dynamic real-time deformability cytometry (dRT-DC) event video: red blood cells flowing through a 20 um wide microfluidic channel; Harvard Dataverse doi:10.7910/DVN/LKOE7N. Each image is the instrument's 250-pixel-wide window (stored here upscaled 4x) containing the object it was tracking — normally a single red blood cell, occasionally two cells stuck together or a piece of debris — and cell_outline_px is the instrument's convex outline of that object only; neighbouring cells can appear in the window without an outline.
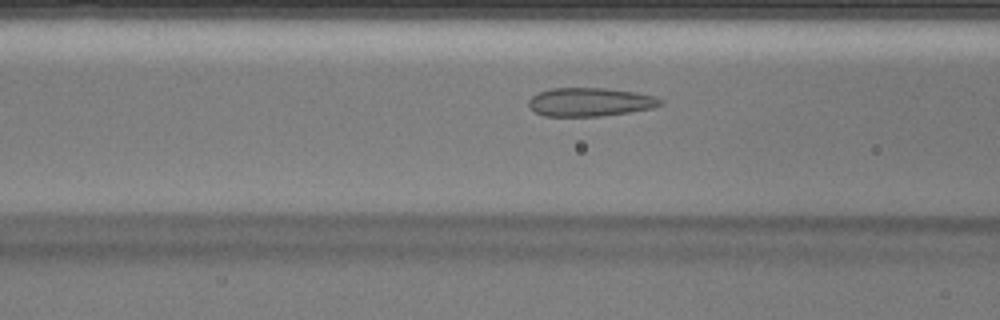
{"species": "Egyptian fruit bat (a non-hibernating species)", "species_latin": "Rousettus aegyptiacus", "temperature_condition": "warm", "stored_images_in_passage": 44, "camera_frame_rate_fps": 3000, "um_per_image_px": 0.085, "animal": {"sex": "male"}, "frame": {"image": 1, "passage_image": 17, "time_ms": 5.333, "image_size_px": [1000, 320], "cell_outline_px": [[664, 104], [652, 108], [628, 112], [600, 116], [544, 116], [536, 112], [528, 104], [528, 100], [532, 96], [540, 92], [552, 88], [604, 88], [636, 92], [656, 96], [664, 100]], "centroid_in_image_um": [50.2, 8.67], "position_along_channel_um": 116.4, "area_um2": 21.91}}
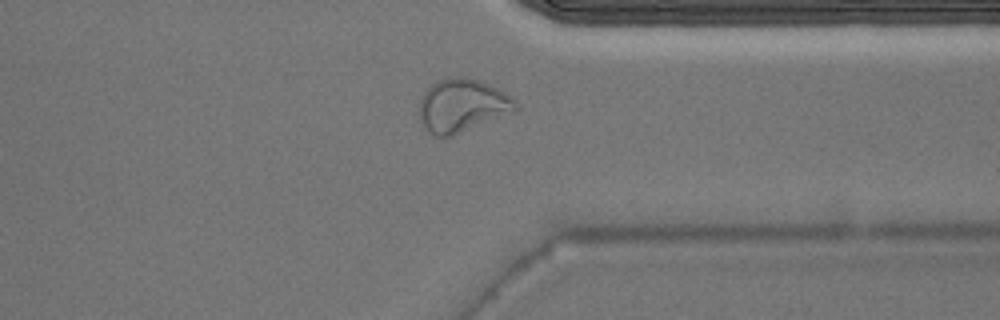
{"frame": {"image": 2, "passage_image": 34, "time_ms": 11.0, "image_size_px": [1000, 320], "cell_outline_px": [[516, 108], [512, 112], [452, 136], [432, 136], [428, 132], [420, 120], [420, 96], [424, 88], [436, 80], [444, 76], [460, 76], [480, 80], [512, 96], [516, 104]], "centroid_in_image_um": [39.21, 8.93], "position_along_channel_um": 372.2, "area_um2": 30.0}}
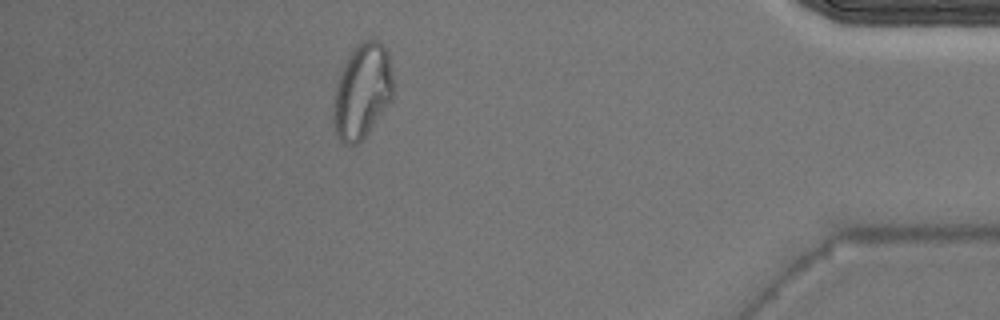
{"frame": {"image": 3, "passage_image": 39, "time_ms": 12.667, "image_size_px": [1000, 320], "cell_outline_px": [[392, 100], [368, 132], [356, 144], [344, 144], [340, 140], [336, 132], [332, 120], [336, 84], [344, 64], [348, 56], [364, 40], [376, 40], [388, 52], [392, 76]], "centroid_in_image_um": [30.78, 7.78], "position_along_channel_um": 404.4, "area_um2": 32.43}}